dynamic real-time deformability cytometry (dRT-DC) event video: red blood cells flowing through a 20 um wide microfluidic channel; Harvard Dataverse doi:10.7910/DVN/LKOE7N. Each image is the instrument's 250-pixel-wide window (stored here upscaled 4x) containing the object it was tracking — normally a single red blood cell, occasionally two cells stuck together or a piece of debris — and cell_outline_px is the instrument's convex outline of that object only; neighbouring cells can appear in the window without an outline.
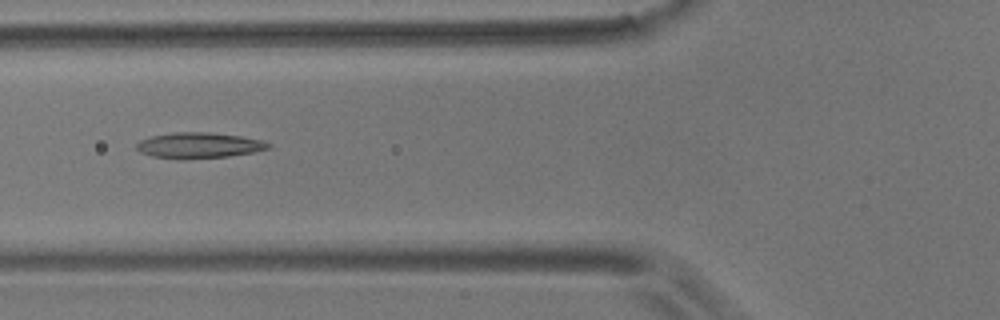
{"species": "common noctule bat (a hibernating species)", "species_latin": "Nyctalus noctula", "temperature_condition": "room temperature", "stored_images_in_passage": 10, "camera_frame_rate_fps": 3000, "um_per_image_px": 0.085, "animal": {"sex": "male", "body_mass_g": 17.9}, "frame": {"image": 1, "passage_image": 6, "time_ms": 1.667, "image_size_px": [1000, 320], "cell_outline_px": [[272, 144], [268, 148], [252, 152], [228, 156], [180, 160], [152, 156], [140, 152], [136, 148], [136, 144], [140, 140], [152, 136], [172, 132], [208, 132], [240, 136], [260, 140]], "centroid_in_image_um": [16.85, 12.36], "position_along_channel_um": 108.9, "area_um2": 19.71}}
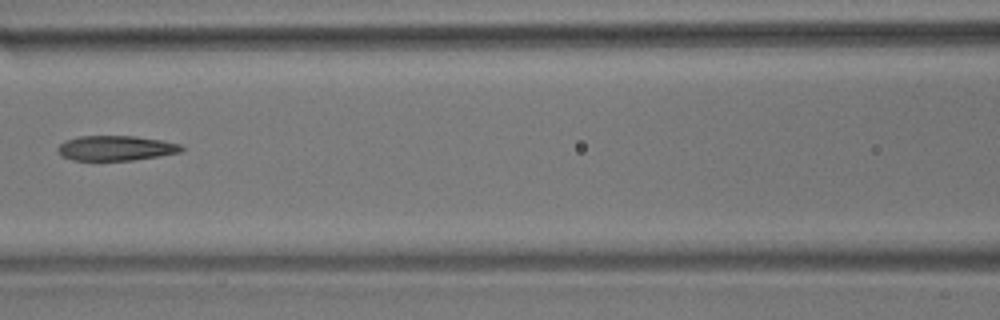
{"frame": {"image": 2, "passage_image": 7, "time_ms": 2.0, "image_size_px": [1000, 320], "cell_outline_px": [[184, 148], [180, 152], [160, 156], [132, 160], [72, 160], [60, 156], [56, 148], [64, 140], [80, 136], [136, 136], [160, 140], [180, 144]], "centroid_in_image_um": [9.8, 12.59], "position_along_channel_um": 156.8, "area_um2": 18.03}}